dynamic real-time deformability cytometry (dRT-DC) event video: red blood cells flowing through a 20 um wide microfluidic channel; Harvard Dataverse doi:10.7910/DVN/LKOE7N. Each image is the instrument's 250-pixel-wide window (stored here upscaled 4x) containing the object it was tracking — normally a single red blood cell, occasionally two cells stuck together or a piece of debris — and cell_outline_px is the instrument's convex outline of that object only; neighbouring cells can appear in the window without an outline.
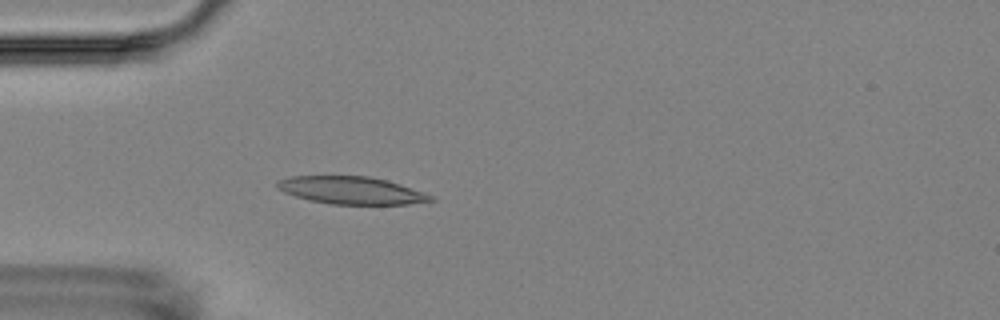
{"species": "Egyptian fruit bat (a non-hibernating species)", "species_latin": "Rousettus aegyptiacus", "temperature_condition": "room temperature", "stored_images_in_passage": 3, "camera_frame_rate_fps": 3000, "um_per_image_px": 0.085, "animal": {"sex": "female"}, "frame": {"image": 1, "passage_image": 3, "time_ms": 2.333, "image_size_px": [1000, 320], "cell_outline_px": [[436, 200], [408, 204], [332, 204], [308, 200], [284, 192], [276, 188], [276, 180], [288, 176], [368, 176], [388, 180], [436, 196]], "centroid_in_image_um": [29.86, 16.17], "position_along_channel_um": 55.1, "area_um2": 24.8}}